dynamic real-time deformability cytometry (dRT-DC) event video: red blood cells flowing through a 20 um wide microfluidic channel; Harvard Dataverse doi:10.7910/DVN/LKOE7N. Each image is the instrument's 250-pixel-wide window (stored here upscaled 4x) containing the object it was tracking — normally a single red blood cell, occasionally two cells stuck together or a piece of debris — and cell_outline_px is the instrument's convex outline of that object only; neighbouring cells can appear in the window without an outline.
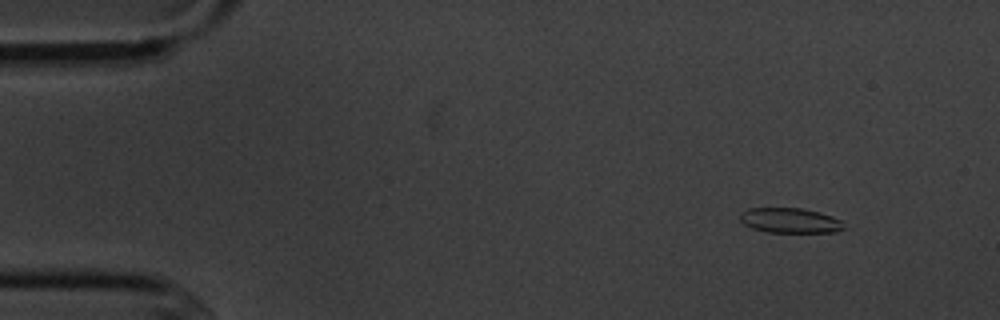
{"species": "common noctule bat (a hibernating species)", "species_latin": "Nyctalus noctula", "temperature_condition": "cold", "stored_images_in_passage": 6, "camera_frame_rate_fps": 3000, "um_per_image_px": 0.085, "animal": {"sex": "male", "body_mass_g": 20.1, "forearm_length_mm": 53.5}, "frame": {"image": 1, "passage_image": 2, "time_ms": 1.0, "image_size_px": [1000, 320], "cell_outline_px": [[844, 228], [836, 232], [768, 232], [752, 228], [744, 224], [740, 220], [740, 212], [748, 208], [800, 208], [832, 216], [840, 220]], "centroid_in_image_um": [67.1, 18.74], "position_along_channel_um": 17.9, "area_um2": 14.97}}
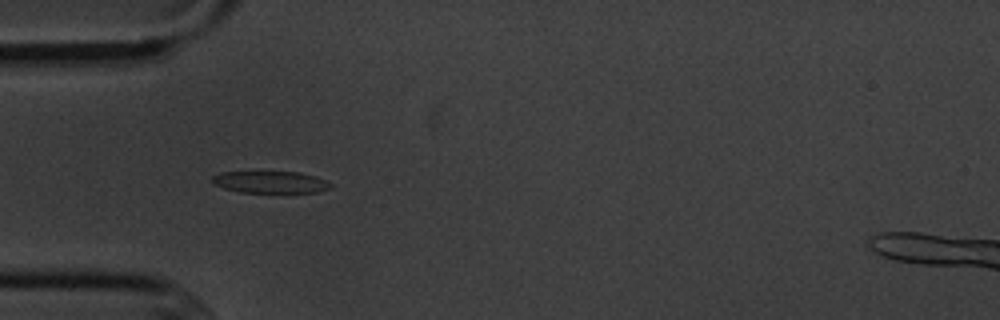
{"frame": {"image": 2, "passage_image": 5, "time_ms": 4.667, "image_size_px": [1000, 320], "cell_outline_px": [[332, 188], [316, 192], [240, 192], [224, 188], [212, 184], [212, 176], [220, 172], [296, 172], [312, 176], [324, 180], [332, 184]], "centroid_in_image_um": [22.93, 15.48], "position_along_channel_um": 62.1, "area_um2": 14.91}}
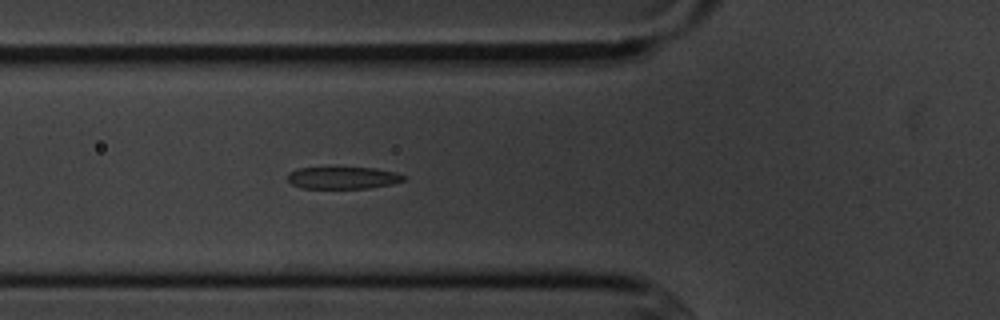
{"frame": {"image": 3, "passage_image": 6, "time_ms": 5.667, "image_size_px": [1000, 320], "cell_outline_px": [[404, 180], [392, 184], [368, 188], [300, 188], [292, 184], [288, 180], [288, 172], [296, 168], [376, 168], [396, 172], [404, 176]], "centroid_in_image_um": [29.12, 15.11], "position_along_channel_um": 96.7, "area_um2": 14.85}}